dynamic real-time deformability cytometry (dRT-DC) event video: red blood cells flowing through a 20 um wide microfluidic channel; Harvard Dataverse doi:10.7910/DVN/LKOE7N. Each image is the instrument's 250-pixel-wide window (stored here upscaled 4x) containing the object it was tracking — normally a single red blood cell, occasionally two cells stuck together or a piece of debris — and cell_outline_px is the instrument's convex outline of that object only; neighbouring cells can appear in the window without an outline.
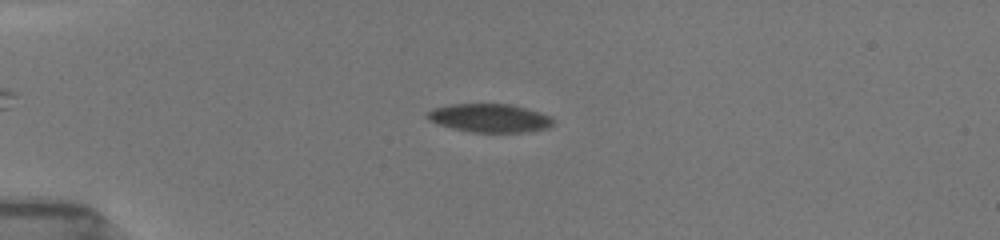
{"species": "common noctule bat (a hibernating species)", "species_latin": "Nyctalus noctula", "temperature_condition": "room temperature", "stored_images_in_passage": 49, "camera_frame_rate_fps": 3000, "um_per_image_px": 0.085, "animal": {"sex": "female", "body_mass_g": 19.5, "forearm_length_mm": 54.1}, "frame": {"image": 1, "passage_image": 9, "time_ms": 2.667, "image_size_px": [1000, 240], "cell_outline_px": [[552, 124], [548, 128], [524, 132], [472, 132], [440, 124], [428, 120], [428, 112], [436, 108], [452, 104], [508, 104], [524, 108], [548, 116], [552, 120]], "centroid_in_image_um": [41.61, 10.04], "position_along_channel_um": 43.4, "area_um2": 20.17}}
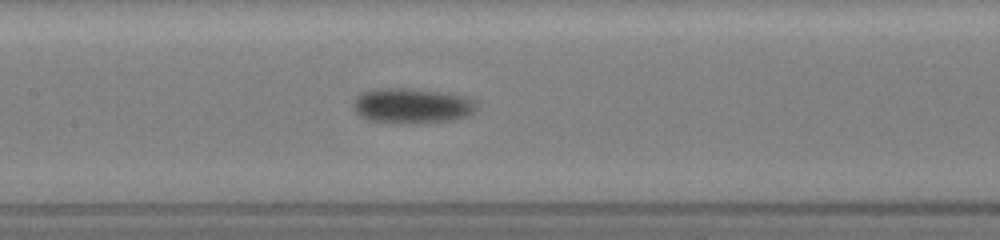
{"frame": {"image": 2, "passage_image": 22, "time_ms": 7.0, "image_size_px": [1000, 240], "cell_outline_px": [[476, 108], [472, 112], [464, 116], [452, 120], [404, 124], [388, 124], [368, 120], [360, 116], [356, 112], [356, 96], [360, 92], [376, 88], [412, 88], [440, 92], [464, 96]], "centroid_in_image_um": [34.91, 9.0], "position_along_channel_um": 172.5, "area_um2": 25.03}}
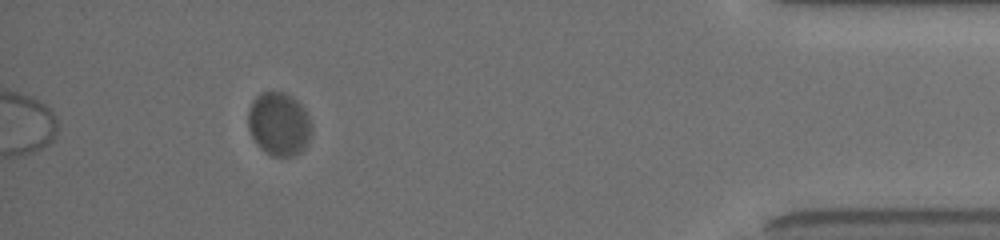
{"frame": {"image": 3, "passage_image": 45, "time_ms": 14.667, "image_size_px": [1000, 240], "cell_outline_px": [[312, 132], [304, 148], [300, 152], [292, 156], [272, 156], [260, 148], [252, 136], [248, 128], [248, 112], [252, 100], [260, 92], [284, 92], [292, 96], [304, 108], [312, 124]], "centroid_in_image_um": [23.71, 10.53], "position_along_channel_um": 411.5, "area_um2": 23.52}, "authors_computed_cell_mechanics": {"area_um2": 23.3512, "velocity_mm_per_s": 3.7742, "shape_relaxation_time_tau1_ms": 1.0175, "shape_relaxation_time_tau2_ms": null, "deformation_change_tau1": 0.0665, "deformation_change_tau2": null}}